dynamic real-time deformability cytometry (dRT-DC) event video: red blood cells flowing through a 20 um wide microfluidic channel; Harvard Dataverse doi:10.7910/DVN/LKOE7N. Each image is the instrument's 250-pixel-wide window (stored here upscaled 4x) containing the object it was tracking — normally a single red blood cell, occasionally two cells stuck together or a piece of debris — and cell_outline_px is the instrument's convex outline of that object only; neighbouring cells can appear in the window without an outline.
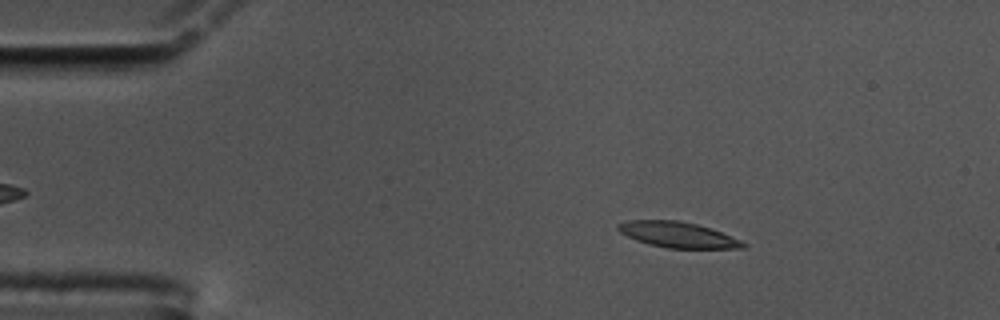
{"species": "common noctule bat (a hibernating species)", "species_latin": "Nyctalus noctula", "temperature_condition": "cold", "stored_images_in_passage": 58, "camera_frame_rate_fps": 3000, "um_per_image_px": 0.085, "animal": {"sex": "male", "body_mass_g": 17.5, "forearm_length_mm": 52.3}, "frame": {"image": 1, "passage_image": 9, "time_ms": 2.667, "image_size_px": [1000, 320], "cell_outline_px": [[748, 244], [744, 248], [668, 248], [648, 244], [636, 240], [620, 232], [616, 228], [616, 224], [628, 220], [680, 220], [696, 224], [720, 232], [740, 240]], "centroid_in_image_um": [57.57, 19.95], "position_along_channel_um": 27.4, "area_um2": 18.55}}
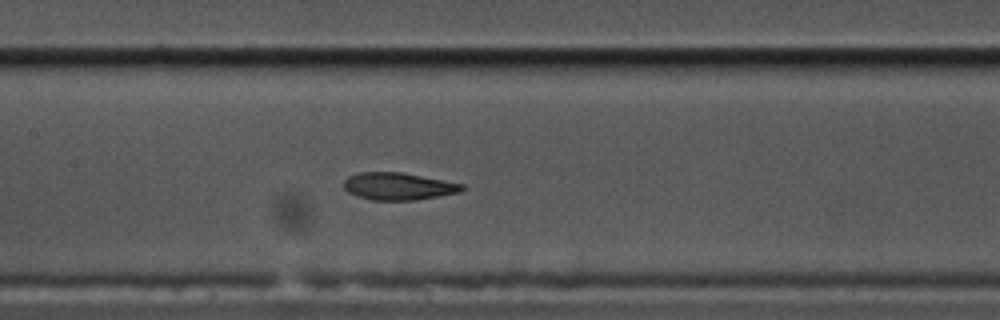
{"frame": {"image": 2, "passage_image": 27, "time_ms": 8.667, "image_size_px": [1000, 320], "cell_outline_px": [[464, 188], [460, 192], [440, 196], [416, 200], [372, 200], [356, 196], [348, 192], [344, 188], [344, 180], [348, 176], [360, 172], [404, 172], [464, 184]], "centroid_in_image_um": [33.86, 15.83], "position_along_channel_um": 173.5, "area_um2": 18.96}}
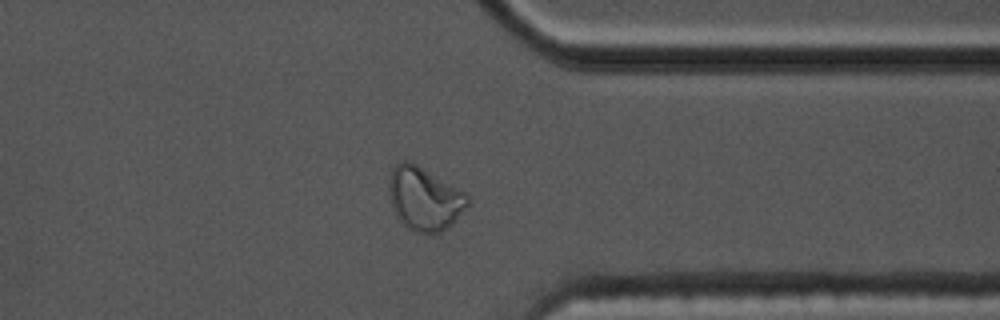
{"frame": {"image": 3, "passage_image": 45, "time_ms": 14.667, "image_size_px": [1000, 320], "cell_outline_px": [[468, 204], [456, 220], [448, 228], [440, 232], [416, 232], [408, 228], [396, 216], [388, 192], [388, 184], [392, 168], [400, 160], [408, 160], [416, 164], [464, 192], [468, 196]], "centroid_in_image_um": [36.05, 16.88], "position_along_channel_um": 375.4, "area_um2": 28.67}, "authors_computed_cell_mechanics": {"area_um2": 19.1029, "velocity_mm_per_s": 3.4337, "shape_relaxation_time_tau1_ms": null, "shape_relaxation_time_tau2_ms": 1.8002, "deformation_change_tau1": null, "deformation_change_tau2": 0.089}}